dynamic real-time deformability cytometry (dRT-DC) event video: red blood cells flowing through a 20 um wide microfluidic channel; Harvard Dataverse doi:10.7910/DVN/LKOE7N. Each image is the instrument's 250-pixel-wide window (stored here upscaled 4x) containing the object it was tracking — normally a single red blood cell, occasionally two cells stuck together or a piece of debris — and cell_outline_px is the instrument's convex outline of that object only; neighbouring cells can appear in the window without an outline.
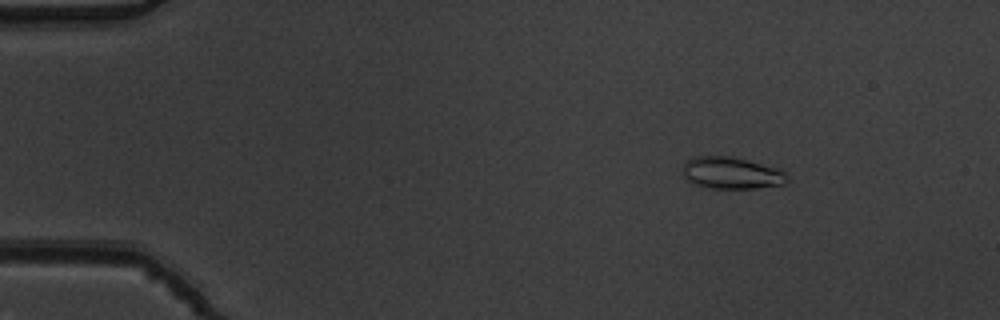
{"species": "common noctule bat (a hibernating species)", "species_latin": "Nyctalus noctula", "temperature_condition": "warm", "stored_images_in_passage": 54, "camera_frame_rate_fps": 3000, "um_per_image_px": 0.085, "animal": {"sex": "male", "body_mass_g": 19.5, "forearm_length_mm": 54.6}, "frame": {"image": 1, "passage_image": 8, "time_ms": 2.333, "image_size_px": [1000, 320], "cell_outline_px": [[788, 180], [784, 184], [756, 188], [712, 188], [696, 184], [688, 180], [684, 176], [684, 164], [688, 160], [696, 156], [728, 156], [748, 160], [776, 168], [784, 172], [788, 176]], "centroid_in_image_um": [62.2, 14.7], "position_along_channel_um": 22.8, "area_um2": 19.07}}
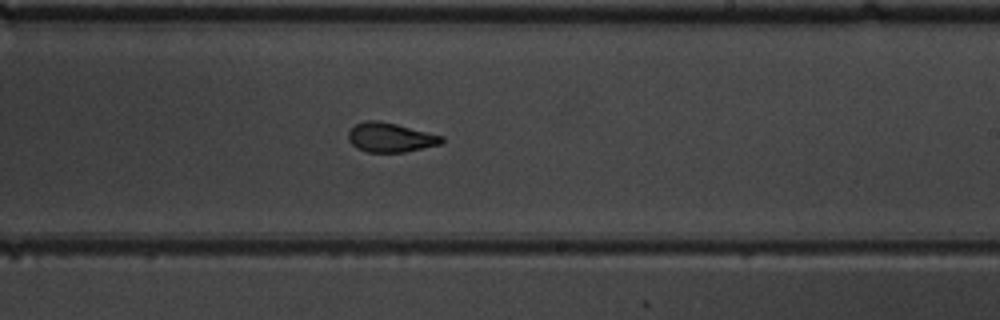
{"frame": {"image": 2, "passage_image": 33, "time_ms": 10.667, "image_size_px": [1000, 320], "cell_outline_px": [[444, 140], [440, 144], [404, 152], [368, 152], [356, 148], [348, 140], [348, 132], [356, 124], [368, 120], [380, 120], [444, 136]], "centroid_in_image_um": [33.17, 11.68], "position_along_channel_um": 255.8, "area_um2": 15.9}}
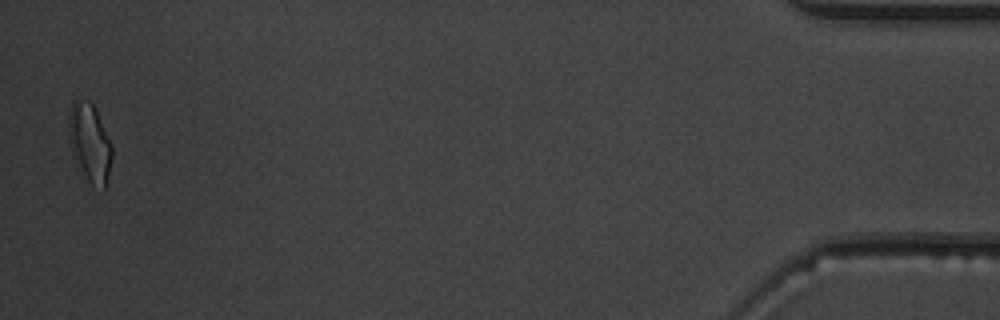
{"frame": {"image": 3, "passage_image": 53, "time_ms": 17.333, "image_size_px": [1000, 320], "cell_outline_px": [[112, 156], [108, 180], [104, 192], [92, 184], [88, 180], [72, 156], [68, 140], [68, 120], [72, 100], [88, 100], [96, 108], [112, 144]], "centroid_in_image_um": [7.63, 12.14], "position_along_channel_um": 427.6, "area_um2": 20.17}, "authors_computed_cell_mechanics": {"area_um2": 16.7909, "velocity_mm_per_s": 3.855, "shape_relaxation_time_tau1_ms": 5.3323, "shape_relaxation_time_tau2_ms": 1.1699, "deformation_change_tau1": 0.1855, "deformation_change_tau2": 0.0644}}